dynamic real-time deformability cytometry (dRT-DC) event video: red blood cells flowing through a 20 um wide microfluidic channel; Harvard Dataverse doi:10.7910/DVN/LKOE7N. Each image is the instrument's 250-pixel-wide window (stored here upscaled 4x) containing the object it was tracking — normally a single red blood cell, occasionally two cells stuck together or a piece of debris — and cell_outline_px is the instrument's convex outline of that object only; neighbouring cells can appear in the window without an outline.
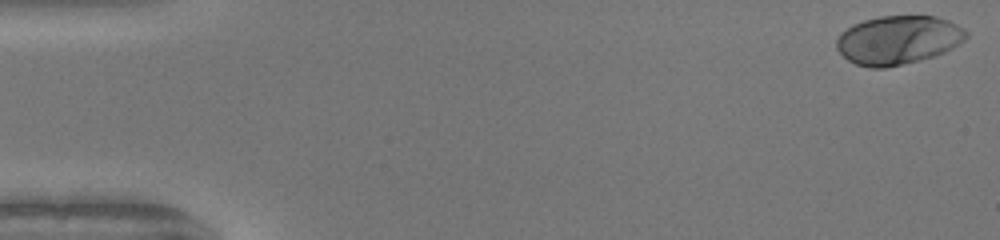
{"species": "human", "species_latin": "Homo sapiens", "temperature_condition": "warm", "stored_images_in_passage": 41, "camera_frame_rate_fps": 3000, "um_per_image_px": 0.085, "donor": {"sex": "female"}, "frame": {"image": 1, "passage_image": 1, "time_ms": 0.0, "image_size_px": [1000, 240], "cell_outline_px": [[968, 36], [964, 40], [952, 48], [944, 52], [932, 56], [884, 68], [872, 68], [856, 64], [848, 60], [836, 48], [836, 40], [840, 32], [852, 24], [864, 20], [880, 16], [936, 16], [948, 20], [964, 28], [968, 32]], "centroid_in_image_um": [76.32, 3.38], "position_along_channel_um": 8.7, "area_um2": 36.65}}
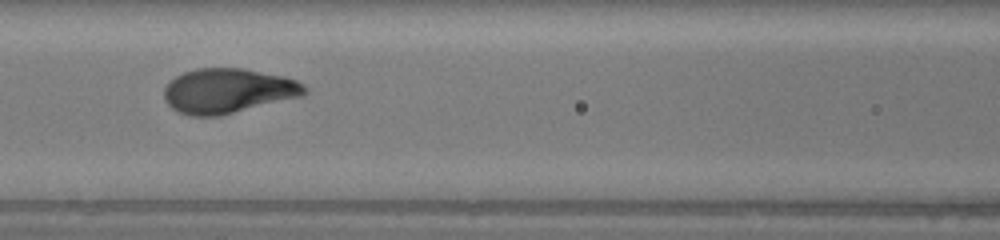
{"frame": {"image": 2, "passage_image": 22, "time_ms": 7.0, "image_size_px": [1000, 240], "cell_outline_px": [[308, 92], [304, 96], [220, 116], [192, 116], [180, 112], [172, 108], [164, 100], [164, 88], [176, 76], [184, 72], [196, 68], [244, 68], [284, 76], [296, 80], [304, 84], [308, 88]], "centroid_in_image_um": [19.42, 7.72], "position_along_channel_um": 147.2, "area_um2": 36.93}}
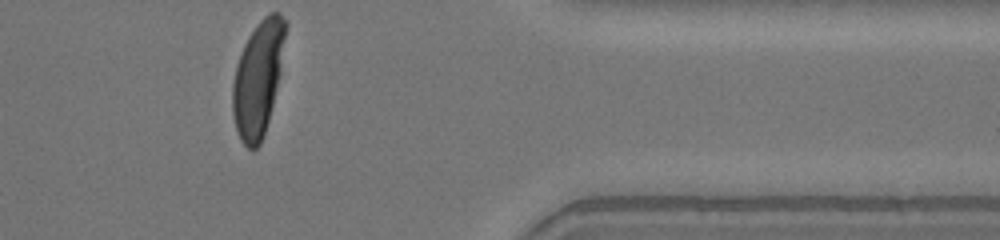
{"frame": {"image": 3, "passage_image": 41, "time_ms": 13.333, "image_size_px": [1000, 240], "cell_outline_px": [[288, 24], [280, 72], [268, 120], [260, 144], [256, 148], [248, 148], [240, 140], [236, 128], [232, 112], [232, 84], [236, 64], [244, 44], [248, 36], [260, 20], [268, 12], [280, 12]], "centroid_in_image_um": [21.93, 6.61], "position_along_channel_um": 389.5, "area_um2": 35.32}, "authors_computed_cell_mechanics": {"area_um2": 36.414, "velocity_mm_per_s": 4.1663, "shape_relaxation_time_tau1_ms": 2.5721, "shape_relaxation_time_tau2_ms": null, "deformation_change_tau1": 0.2125, "deformation_change_tau2": null}}